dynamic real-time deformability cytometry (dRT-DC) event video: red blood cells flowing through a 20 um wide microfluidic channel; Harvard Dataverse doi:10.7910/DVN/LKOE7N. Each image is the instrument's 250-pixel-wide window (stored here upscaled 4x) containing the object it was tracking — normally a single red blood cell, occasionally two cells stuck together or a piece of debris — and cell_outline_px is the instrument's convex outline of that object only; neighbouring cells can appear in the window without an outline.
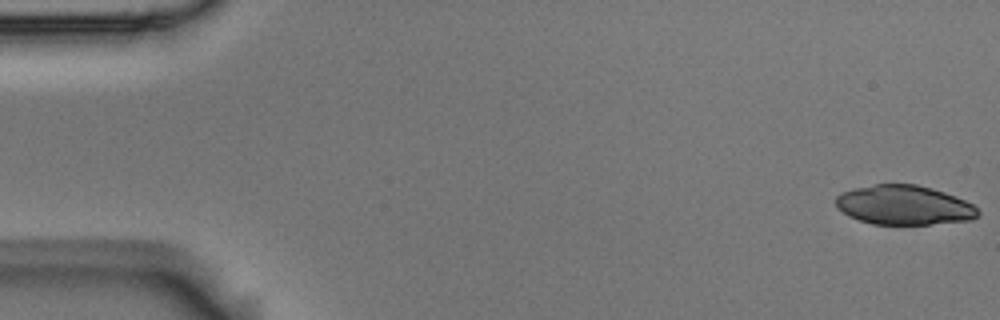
{"species": "Egyptian fruit bat (a non-hibernating species)", "species_latin": "Rousettus aegyptiacus", "temperature_condition": "room temperature", "stored_images_in_passage": 53, "camera_frame_rate_fps": 3000, "um_per_image_px": 0.085, "animal": {"sex": "male"}, "frame": {"image": 1, "passage_image": 1, "time_ms": 0.0, "image_size_px": [1000, 320], "cell_outline_px": [[980, 216], [972, 220], [928, 224], [872, 224], [848, 216], [836, 208], [836, 196], [852, 188], [876, 184], [916, 184], [932, 188], [956, 196], [972, 204], [980, 212]], "centroid_in_image_um": [76.85, 17.43], "position_along_channel_um": 8.2, "area_um2": 32.77}}